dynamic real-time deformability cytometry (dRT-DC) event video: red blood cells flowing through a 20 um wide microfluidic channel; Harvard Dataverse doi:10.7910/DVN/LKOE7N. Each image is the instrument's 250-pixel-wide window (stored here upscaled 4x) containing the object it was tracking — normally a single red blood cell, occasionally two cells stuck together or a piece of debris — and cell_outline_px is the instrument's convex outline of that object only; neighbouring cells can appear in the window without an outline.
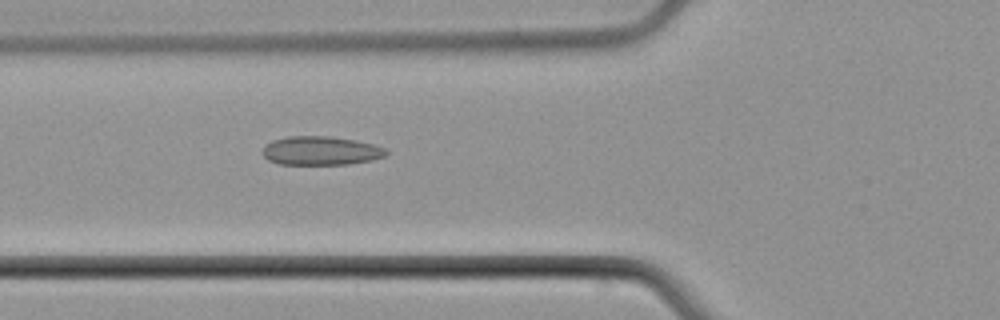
{"species": "common noctule bat (a hibernating species)", "species_latin": "Nyctalus noctula", "temperature_condition": "cold", "stored_images_in_passage": 6, "camera_frame_rate_fps": 3000, "um_per_image_px": 0.085, "animal": {"sex": "male", "body_mass_g": 21.5, "forearm_length_mm": 52.0}, "frame": {"image": 1, "passage_image": 6, "time_ms": 6.0, "image_size_px": [1000, 320], "cell_outline_px": [[388, 152], [384, 156], [372, 160], [348, 164], [280, 164], [268, 160], [260, 152], [264, 144], [272, 140], [288, 136], [332, 136], [356, 140], [372, 144], [384, 148]], "centroid_in_image_um": [27.21, 12.8], "position_along_channel_um": 98.6, "area_um2": 20.87}}